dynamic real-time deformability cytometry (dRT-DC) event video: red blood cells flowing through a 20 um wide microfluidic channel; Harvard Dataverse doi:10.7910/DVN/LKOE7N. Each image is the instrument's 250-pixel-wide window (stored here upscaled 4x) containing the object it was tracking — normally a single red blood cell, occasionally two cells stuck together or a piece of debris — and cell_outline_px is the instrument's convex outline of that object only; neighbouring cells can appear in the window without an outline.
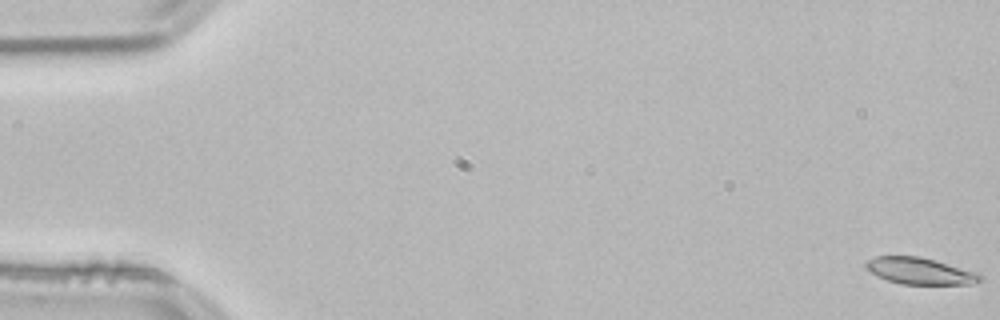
{"species": "common noctule bat (a hibernating species)", "species_latin": "Nyctalus noctula", "temperature_condition": "room temperature", "stored_images_in_passage": 54, "camera_frame_rate_fps": 3000, "um_per_image_px": 0.085, "animal": {"sex": "male", "body_mass_g": 21.5, "forearm_length_mm": 52.0}, "frame": {"image": 1, "passage_image": 1, "time_ms": 0.0, "image_size_px": [1000, 320], "cell_outline_px": [[984, 280], [968, 284], [900, 284], [876, 276], [864, 268], [864, 264], [868, 260], [876, 256], [920, 256], [936, 260], [980, 272]], "centroid_in_image_um": [78.21, 23.03], "position_along_channel_um": 6.8, "area_um2": 18.03}}
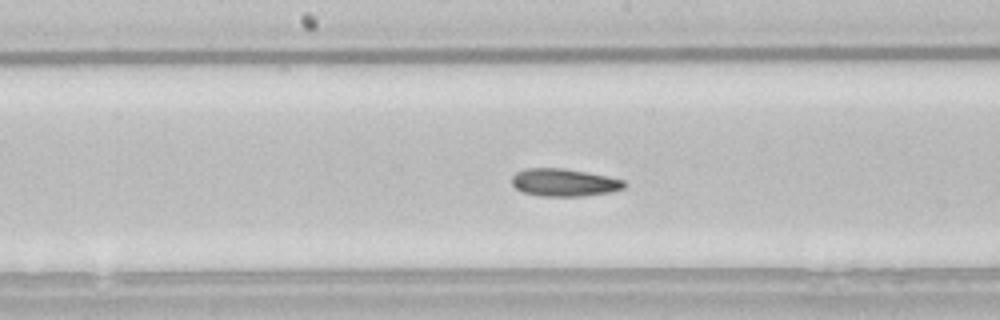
{"frame": {"image": 2, "passage_image": 28, "time_ms": 9.0, "image_size_px": [1000, 320], "cell_outline_px": [[628, 184], [624, 188], [612, 192], [584, 196], [540, 196], [524, 192], [516, 188], [512, 184], [512, 176], [516, 172], [524, 168], [564, 168], [608, 176], [624, 180]], "centroid_in_image_um": [47.97, 15.51], "position_along_channel_um": 200.2, "area_um2": 18.26}}
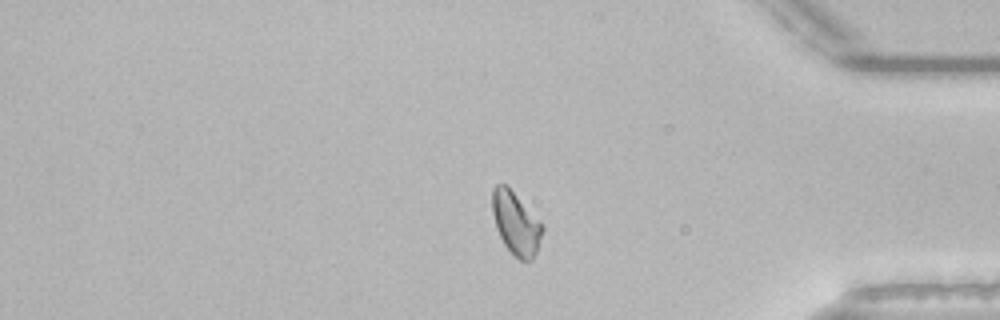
{"frame": {"image": 3, "passage_image": 45, "time_ms": 14.667, "image_size_px": [1000, 320], "cell_outline_px": [[544, 228], [536, 252], [532, 260], [520, 260], [504, 244], [496, 228], [492, 212], [492, 188], [496, 184], [508, 184], [544, 224]], "centroid_in_image_um": [43.86, 18.91], "position_along_channel_um": 391.3, "area_um2": 18.55}, "authors_computed_cell_mechanics": {"area_um2": 18.0336, "velocity_mm_per_s": 3.8165, "shape_relaxation_time_tau1_ms": 7.2458, "shape_relaxation_time_tau2_ms": 9.2202, "deformation_change_tau1": 0.1503, "deformation_change_tau2": 0.178}}